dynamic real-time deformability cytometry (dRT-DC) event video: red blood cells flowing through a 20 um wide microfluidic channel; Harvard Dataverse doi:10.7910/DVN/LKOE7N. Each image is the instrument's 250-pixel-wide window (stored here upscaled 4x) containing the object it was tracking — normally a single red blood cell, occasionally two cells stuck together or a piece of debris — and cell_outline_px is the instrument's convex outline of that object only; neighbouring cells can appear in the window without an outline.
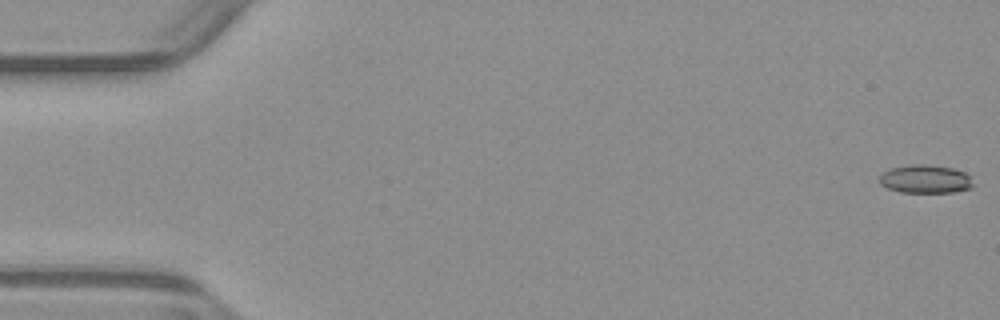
{"species": "common noctule bat (a hibernating species)", "species_latin": "Nyctalus noctula", "temperature_condition": "warm", "stored_images_in_passage": 51, "camera_frame_rate_fps": 3000, "um_per_image_px": 0.085, "animal": {"sex": "male", "body_mass_g": 23.1, "forearm_length_mm": 52.7}, "frame": {"image": 1, "passage_image": 1, "time_ms": 0.0, "image_size_px": [1000, 320], "cell_outline_px": [[972, 188], [952, 192], [900, 192], [888, 188], [880, 184], [880, 176], [884, 172], [892, 168], [912, 164], [924, 164], [952, 168], [964, 172], [968, 176], [972, 184]], "centroid_in_image_um": [78.64, 15.22], "position_along_channel_um": 6.4, "area_um2": 15.2}}
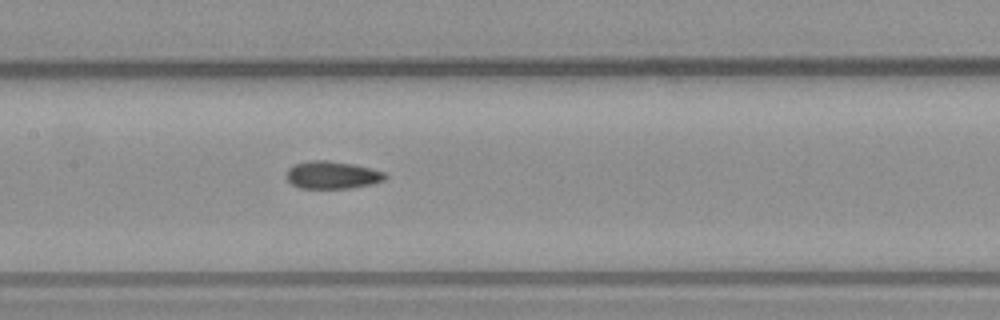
{"frame": {"image": 2, "passage_image": 26, "time_ms": 8.333, "image_size_px": [1000, 320], "cell_outline_px": [[388, 176], [384, 180], [372, 184], [352, 188], [300, 188], [292, 184], [284, 176], [284, 172], [288, 168], [296, 164], [308, 160], [328, 160], [352, 164], [372, 168], [384, 172]], "centroid_in_image_um": [28.22, 14.87], "position_along_channel_um": 179.2, "area_um2": 16.07}}
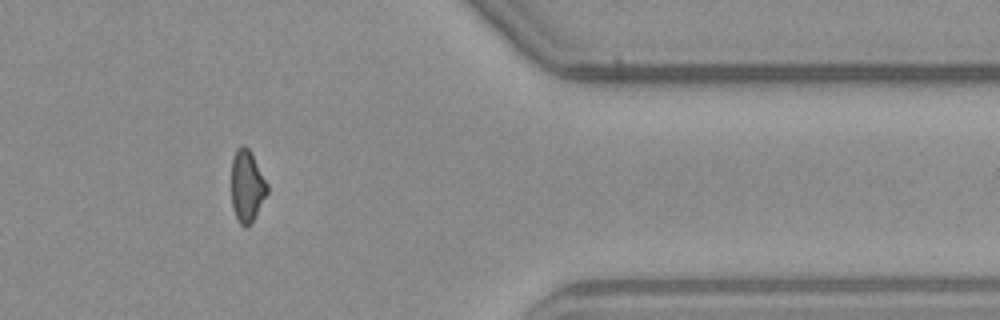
{"frame": {"image": 3, "passage_image": 44, "time_ms": 14.333, "image_size_px": [1000, 320], "cell_outline_px": [[268, 192], [252, 224], [244, 228], [240, 224], [232, 208], [232, 156], [236, 148], [240, 144], [244, 144], [252, 152], [268, 184]], "centroid_in_image_um": [21.0, 15.8], "position_along_channel_um": 390.4, "area_um2": 15.37}, "authors_computed_cell_mechanics": {"area_um2": 15.9528, "velocity_mm_per_s": 3.9251, "shape_relaxation_time_tau1_ms": null, "shape_relaxation_time_tau2_ms": 3.3204, "deformation_change_tau1": null, "deformation_change_tau2": 0.095}}